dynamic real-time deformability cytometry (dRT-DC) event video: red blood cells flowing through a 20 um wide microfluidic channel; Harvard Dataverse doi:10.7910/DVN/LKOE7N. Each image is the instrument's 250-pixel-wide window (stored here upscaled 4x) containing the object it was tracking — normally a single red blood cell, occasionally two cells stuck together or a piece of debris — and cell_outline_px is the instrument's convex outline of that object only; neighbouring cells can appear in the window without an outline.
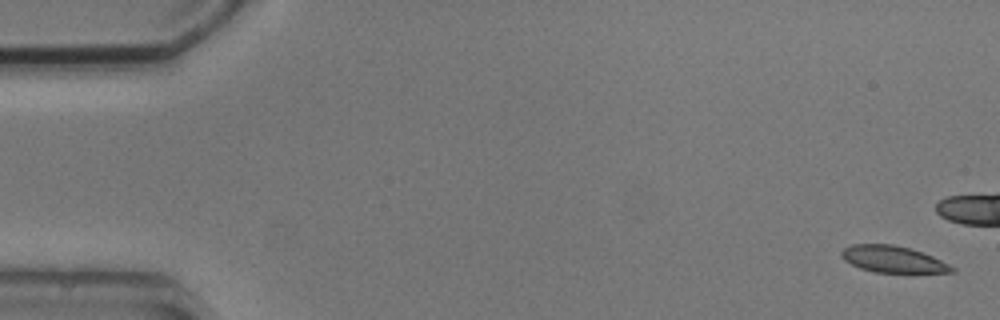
{"species": "common noctule bat (a hibernating species)", "species_latin": "Nyctalus noctula", "temperature_condition": "cold", "stored_images_in_passage": 6, "camera_frame_rate_fps": 3000, "um_per_image_px": 0.085, "animal": {"sex": "male", "body_mass_g": 20.5, "forearm_length_mm": 52.5}, "frame": {"image": 1, "passage_image": 1, "time_ms": 0.0, "image_size_px": [1000, 320], "cell_outline_px": [[956, 272], [876, 272], [860, 268], [844, 260], [840, 256], [840, 252], [844, 248], [852, 244], [892, 244], [908, 248], [932, 256], [956, 268]], "centroid_in_image_um": [75.86, 22.03], "position_along_channel_um": 9.1, "area_um2": 16.88}}